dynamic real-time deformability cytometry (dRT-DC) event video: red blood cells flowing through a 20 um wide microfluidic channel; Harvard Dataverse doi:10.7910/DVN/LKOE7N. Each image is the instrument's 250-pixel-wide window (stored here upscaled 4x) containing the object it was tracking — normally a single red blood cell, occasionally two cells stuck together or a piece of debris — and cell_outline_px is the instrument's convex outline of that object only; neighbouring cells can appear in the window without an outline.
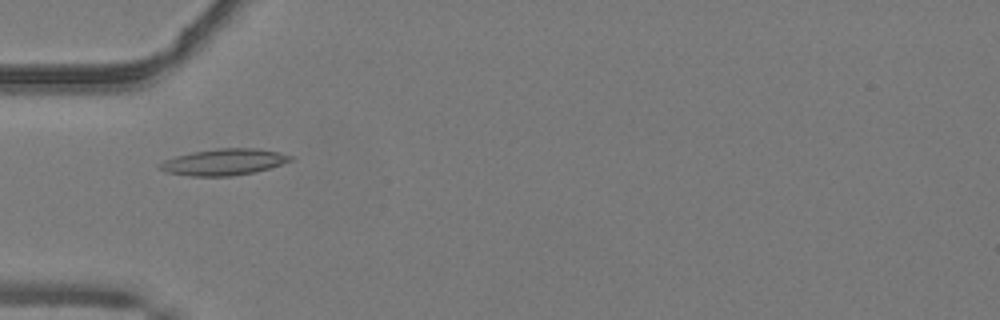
{"species": "common noctule bat (a hibernating species)", "species_latin": "Nyctalus noctula", "temperature_condition": "warm", "stored_images_in_passage": 52, "camera_frame_rate_fps": 3000, "um_per_image_px": 0.085, "animal": {"sex": "male", "body_mass_g": 19.2, "forearm_length_mm": 51.8}, "frame": {"image": 1, "passage_image": 18, "time_ms": 5.667, "image_size_px": [1000, 320], "cell_outline_px": [[292, 160], [256, 172], [232, 176], [192, 176], [164, 172], [156, 168], [164, 160], [176, 156], [192, 152], [220, 148], [256, 148], [280, 152], [292, 156]], "centroid_in_image_um": [19.0, 13.77], "position_along_channel_um": 66.0, "area_um2": 20.06}}
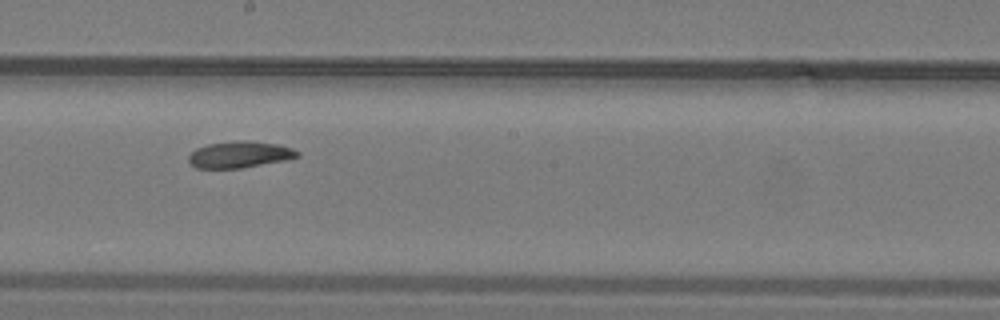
{"frame": {"image": 2, "passage_image": 30, "time_ms": 9.667, "image_size_px": [1000, 320], "cell_outline_px": [[300, 156], [284, 160], [240, 168], [196, 168], [188, 160], [188, 156], [196, 148], [208, 144], [240, 140], [244, 140], [280, 144], [292, 148], [300, 152]], "centroid_in_image_um": [20.38, 13.13], "position_along_channel_um": 227.8, "area_um2": 16.7}}
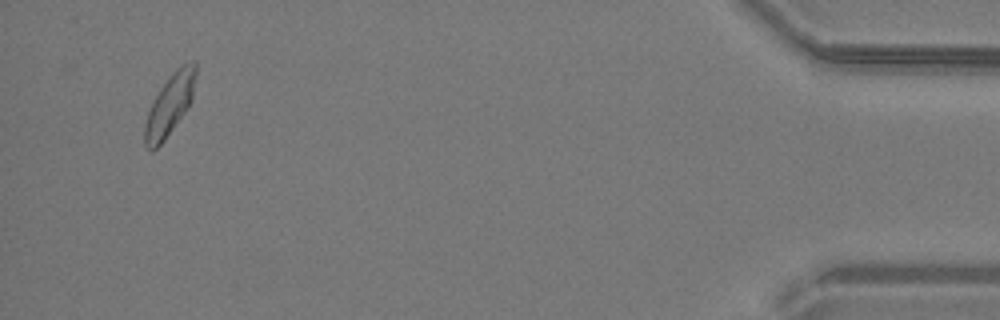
{"frame": {"image": 3, "passage_image": 50, "time_ms": 16.333, "image_size_px": [1000, 320], "cell_outline_px": [[196, 76], [192, 100], [188, 108], [164, 140], [156, 148], [148, 148], [144, 144], [144, 124], [152, 100], [160, 88], [172, 72], [176, 68], [192, 60], [196, 60]], "centroid_in_image_um": [14.44, 8.86], "position_along_channel_um": 420.8, "area_um2": 18.15}, "authors_computed_cell_mechanics": {"area_um2": 17.6579, "velocity_mm_per_s": 4.0684, "shape_relaxation_time_tau1_ms": 5.5508, "shape_relaxation_time_tau2_ms": null, "deformation_change_tau1": 0.1401, "deformation_change_tau2": null}}